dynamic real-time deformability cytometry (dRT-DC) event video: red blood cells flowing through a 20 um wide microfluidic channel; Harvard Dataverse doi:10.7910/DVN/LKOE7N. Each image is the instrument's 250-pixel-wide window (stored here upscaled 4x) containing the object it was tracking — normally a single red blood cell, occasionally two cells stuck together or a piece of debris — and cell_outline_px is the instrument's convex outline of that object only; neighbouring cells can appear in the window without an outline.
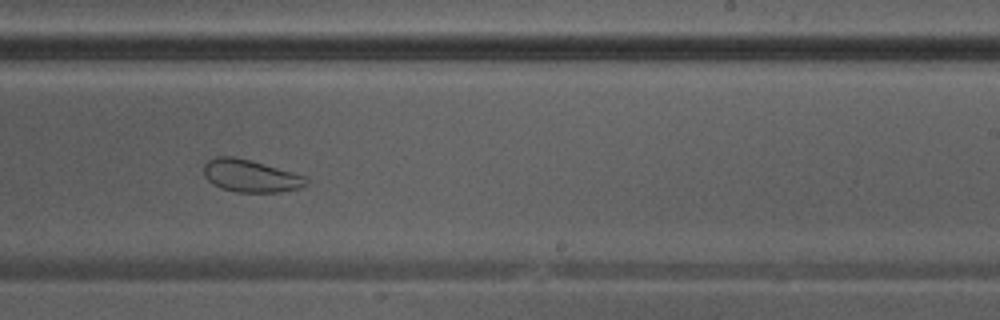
{"species": "Egyptian fruit bat (a non-hibernating species)", "species_latin": "Rousettus aegyptiacus", "temperature_condition": "warm", "stored_images_in_passage": 28, "camera_frame_rate_fps": 3000, "um_per_image_px": 0.085, "animal": {"sex": "male"}, "frame": {"image": 1, "passage_image": 13, "time_ms": 4.0, "image_size_px": [1000, 320], "cell_outline_px": [[308, 184], [300, 188], [280, 192], [236, 192], [220, 188], [212, 184], [204, 176], [204, 164], [208, 160], [216, 156], [232, 156], [248, 160], [308, 176]], "centroid_in_image_um": [21.3, 14.96], "position_along_channel_um": 267.7, "area_um2": 19.42}}
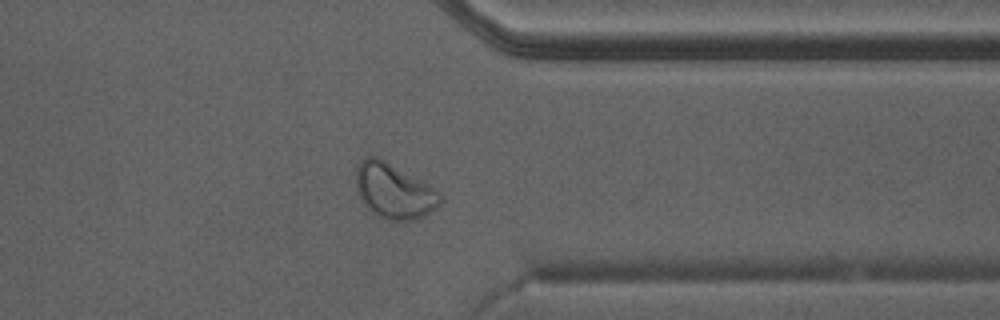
{"frame": {"image": 2, "passage_image": 20, "time_ms": 6.333, "image_size_px": [1000, 320], "cell_outline_px": [[444, 200], [436, 208], [424, 216], [416, 220], [388, 220], [376, 216], [360, 200], [356, 188], [356, 164], [360, 160], [368, 156], [376, 156], [384, 160], [440, 192]], "centroid_in_image_um": [33.46, 16.26], "position_along_channel_um": 377.9, "area_um2": 26.99}}
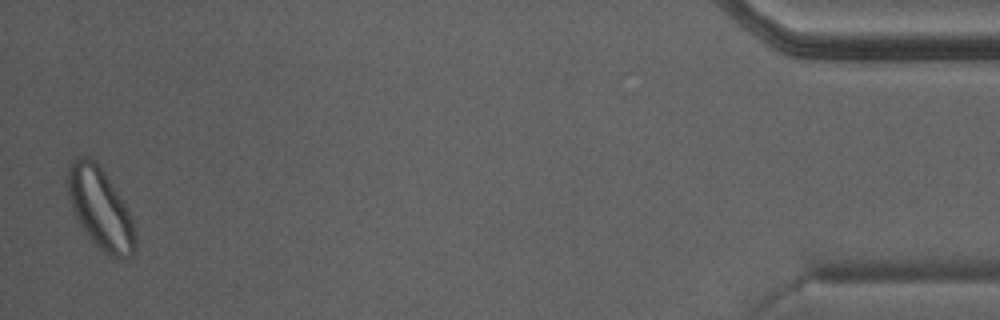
{"frame": {"image": 3, "passage_image": 28, "time_ms": 9.0, "image_size_px": [1000, 320], "cell_outline_px": [[136, 252], [128, 260], [112, 260], [88, 236], [76, 216], [68, 196], [68, 172], [72, 160], [80, 156], [88, 156], [104, 172], [124, 204], [132, 220], [136, 232]], "centroid_in_image_um": [8.57, 17.82], "position_along_channel_um": 426.6, "area_um2": 31.5}}